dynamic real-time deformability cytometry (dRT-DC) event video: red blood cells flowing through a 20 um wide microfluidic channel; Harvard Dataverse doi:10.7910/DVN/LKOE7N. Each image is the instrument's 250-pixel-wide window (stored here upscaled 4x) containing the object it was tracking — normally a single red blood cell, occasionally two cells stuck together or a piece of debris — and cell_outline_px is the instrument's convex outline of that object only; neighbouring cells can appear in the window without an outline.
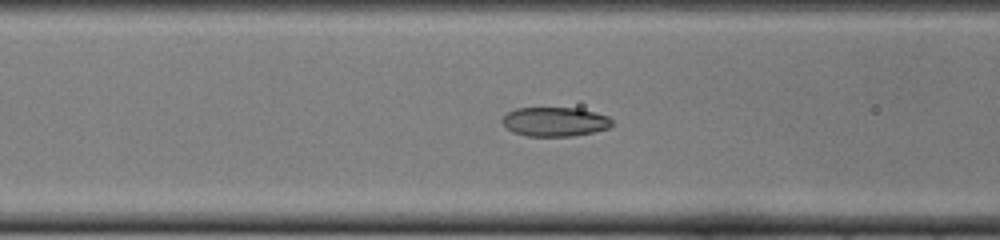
{"species": "common noctule bat (a hibernating species)", "species_latin": "Nyctalus noctula", "temperature_condition": "cold", "stored_images_in_passage": 39, "camera_frame_rate_fps": 3000, "um_per_image_px": 0.085, "animal": {"sex": "female", "body_mass_g": 22.0, "forearm_length_mm": 56.7}, "frame": {"image": 1, "passage_image": 19, "time_ms": 6.0, "image_size_px": [1000, 240], "cell_outline_px": [[612, 124], [608, 128], [592, 132], [572, 136], [528, 136], [512, 132], [500, 120], [508, 112], [516, 108], [580, 108], [596, 112], [608, 116], [612, 120]], "centroid_in_image_um": [47.17, 10.34], "position_along_channel_um": 119.4, "area_um2": 18.67}}
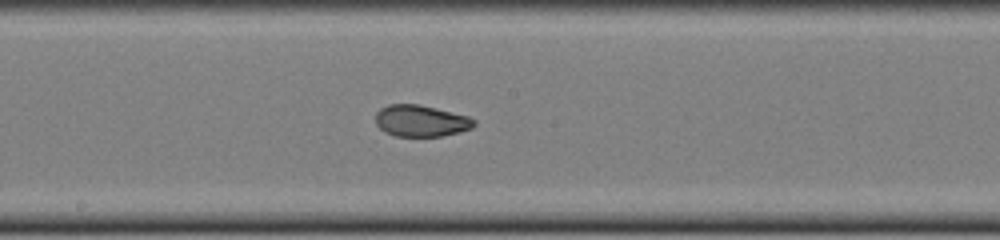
{"frame": {"image": 2, "passage_image": 26, "time_ms": 8.333, "image_size_px": [1000, 240], "cell_outline_px": [[476, 124], [472, 128], [460, 132], [440, 136], [396, 136], [384, 132], [376, 124], [376, 112], [380, 108], [388, 104], [420, 104], [468, 116], [476, 120]], "centroid_in_image_um": [35.78, 10.27], "position_along_channel_um": 212.4, "area_um2": 18.21}}
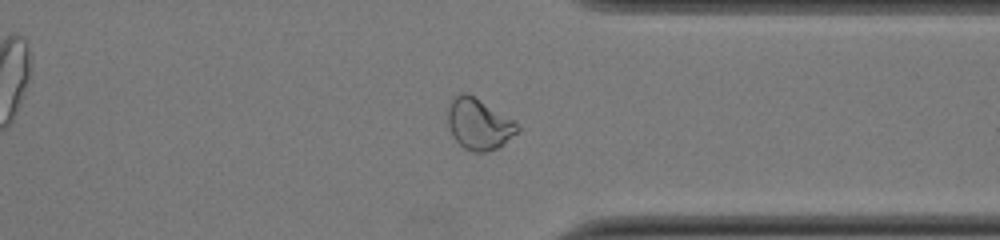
{"frame": {"image": 3, "passage_image": 38, "time_ms": 12.333, "image_size_px": [1000, 240], "cell_outline_px": [[520, 132], [504, 144], [496, 148], [484, 152], [472, 152], [464, 148], [452, 136], [448, 128], [448, 100], [460, 92], [468, 92], [512, 120], [520, 128]], "centroid_in_image_um": [40.66, 10.53], "position_along_channel_um": 370.7, "area_um2": 20.87}}